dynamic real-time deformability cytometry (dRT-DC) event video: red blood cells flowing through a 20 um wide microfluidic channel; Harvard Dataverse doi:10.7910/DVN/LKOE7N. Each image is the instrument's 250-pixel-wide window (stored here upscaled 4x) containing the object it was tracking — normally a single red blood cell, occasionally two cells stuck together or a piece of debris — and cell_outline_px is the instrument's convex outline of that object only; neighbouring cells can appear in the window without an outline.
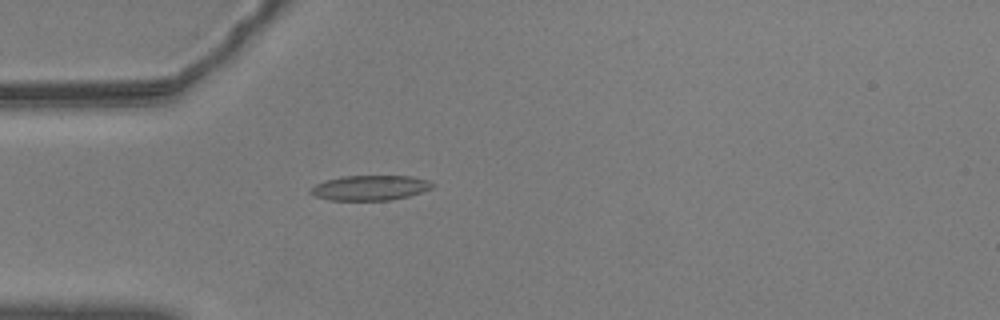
{"species": "common noctule bat (a hibernating species)", "species_latin": "Nyctalus noctula", "temperature_condition": "warm", "stored_images_in_passage": 41, "camera_frame_rate_fps": 3000, "um_per_image_px": 0.085, "animal": {"sex": "male", "body_mass_g": 20.5, "forearm_length_mm": 52.5}, "frame": {"image": 1, "passage_image": 1, "time_ms": 0.0, "image_size_px": [1000, 320], "cell_outline_px": [[436, 184], [432, 188], [408, 196], [388, 200], [328, 200], [316, 196], [308, 192], [316, 184], [328, 180], [344, 176], [412, 176], [428, 180]], "centroid_in_image_um": [31.48, 15.96], "position_along_channel_um": 53.5, "area_um2": 17.57}}
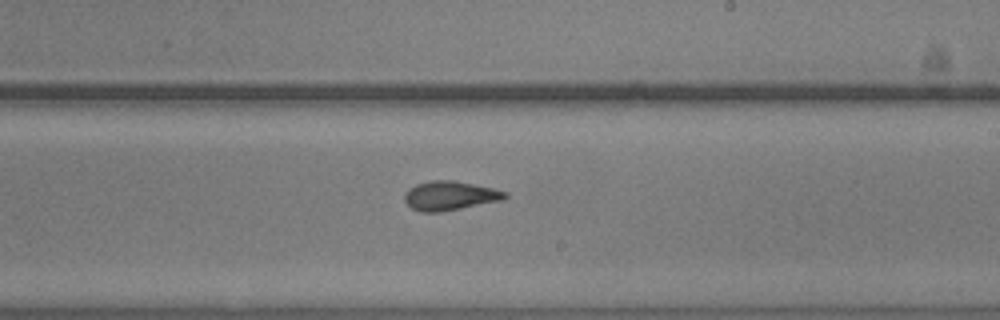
{"frame": {"image": 2, "passage_image": 18, "time_ms": 5.667, "image_size_px": [1000, 320], "cell_outline_px": [[508, 196], [504, 200], [440, 212], [420, 212], [412, 208], [404, 200], [404, 196], [408, 188], [416, 184], [428, 180], [452, 180], [492, 188], [508, 192]], "centroid_in_image_um": [38.24, 16.63], "position_along_channel_um": 250.8, "area_um2": 17.11}}
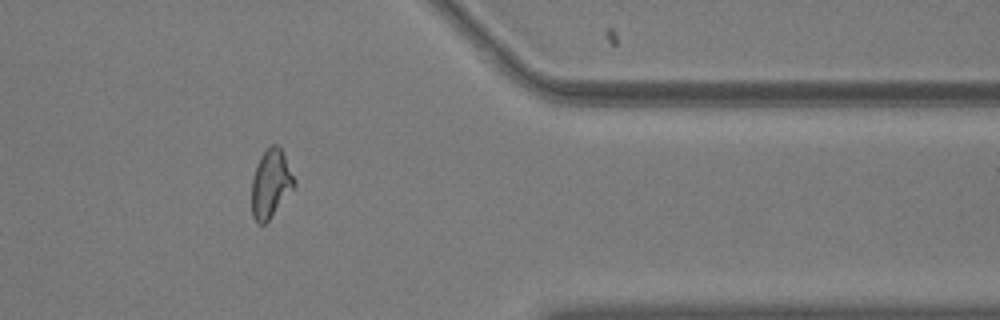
{"frame": {"image": 3, "passage_image": 31, "time_ms": 10.0, "image_size_px": [1000, 320], "cell_outline_px": [[296, 184], [268, 220], [264, 224], [260, 224], [252, 216], [252, 180], [256, 164], [260, 156], [272, 144], [276, 144], [284, 152], [296, 180]], "centroid_in_image_um": [23.02, 15.57], "position_along_channel_um": 388.4, "area_um2": 16.76}}